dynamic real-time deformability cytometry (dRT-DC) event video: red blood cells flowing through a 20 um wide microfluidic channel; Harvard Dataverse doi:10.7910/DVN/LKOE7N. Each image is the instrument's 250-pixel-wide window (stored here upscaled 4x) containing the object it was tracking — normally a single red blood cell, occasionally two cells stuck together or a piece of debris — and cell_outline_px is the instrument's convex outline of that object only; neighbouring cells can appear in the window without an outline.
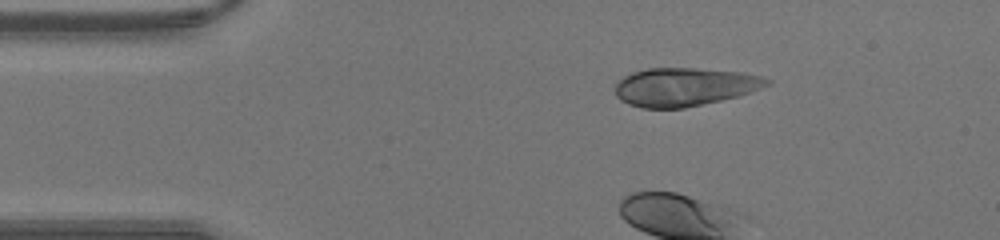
{"species": "human", "species_latin": "Homo sapiens", "temperature_condition": "warm", "stored_images_in_passage": 17, "camera_frame_rate_fps": 3000, "um_per_image_px": 0.085, "donor": {"sex": "male"}, "frame": {"image": 1, "passage_image": 1, "time_ms": 0.0, "image_size_px": [1000, 240], "cell_outline_px": [[772, 80], [768, 84], [760, 88], [740, 96], [684, 108], [644, 108], [628, 104], [620, 100], [616, 96], [616, 84], [624, 76], [632, 72], [648, 68], [696, 68], [740, 72], [764, 76]], "centroid_in_image_um": [58.19, 7.38], "position_along_channel_um": 26.8, "area_um2": 33.93}}